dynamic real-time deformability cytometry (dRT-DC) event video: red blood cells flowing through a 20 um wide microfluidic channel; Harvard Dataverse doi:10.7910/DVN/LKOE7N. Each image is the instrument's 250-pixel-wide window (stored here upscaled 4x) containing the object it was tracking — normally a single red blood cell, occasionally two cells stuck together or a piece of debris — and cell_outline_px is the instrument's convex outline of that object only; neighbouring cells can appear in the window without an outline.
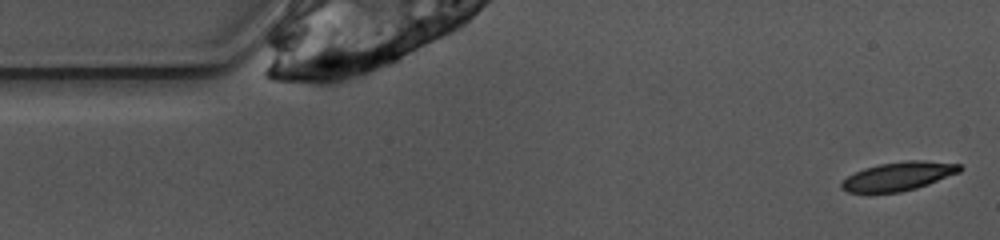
{"species": "common noctule bat (a hibernating species)", "species_latin": "Nyctalus noctula", "temperature_condition": "warm", "stored_images_in_passage": 7, "camera_frame_rate_fps": 3000, "um_per_image_px": 0.085, "animal": {"sex": "female", "body_mass_g": 10.0, "forearm_length_mm": 53.1}, "frame": {"image": 1, "passage_image": 1, "time_ms": 0.0, "image_size_px": [1000, 240], "cell_outline_px": [[964, 168], [960, 172], [928, 184], [916, 188], [900, 192], [848, 192], [840, 188], [840, 184], [848, 176], [864, 168], [880, 164], [908, 160], [924, 160], [960, 164]], "centroid_in_image_um": [76.4, 14.97], "position_along_channel_um": 8.6, "area_um2": 19.59}}